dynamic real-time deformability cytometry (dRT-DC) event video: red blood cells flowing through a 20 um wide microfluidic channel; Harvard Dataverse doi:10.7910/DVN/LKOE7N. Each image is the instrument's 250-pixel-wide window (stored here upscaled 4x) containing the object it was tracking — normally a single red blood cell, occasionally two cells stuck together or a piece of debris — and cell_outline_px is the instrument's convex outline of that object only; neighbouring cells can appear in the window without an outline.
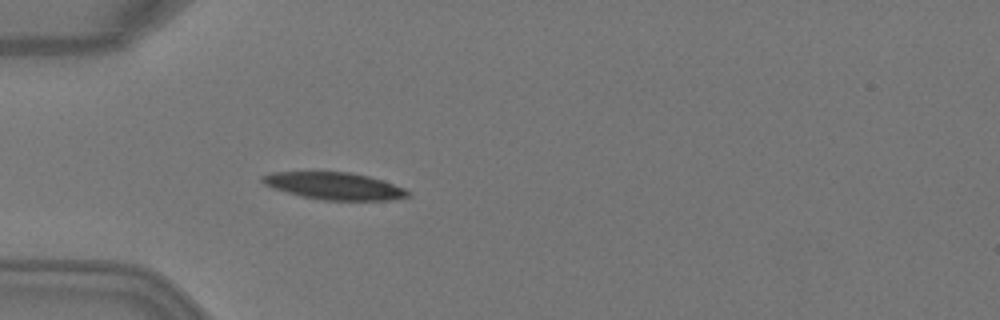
{"species": "Egyptian fruit bat (a non-hibernating species)", "species_latin": "Rousettus aegyptiacus", "temperature_condition": "warm", "stored_images_in_passage": 3, "camera_frame_rate_fps": 3000, "um_per_image_px": 0.085, "animal": {"sex": "female"}, "frame": {"image": 1, "passage_image": 3, "time_ms": 0.667, "image_size_px": [1000, 320], "cell_outline_px": [[412, 196], [392, 200], [324, 200], [300, 196], [264, 184], [260, 180], [260, 176], [272, 172], [352, 172], [368, 176], [404, 188], [412, 192]], "centroid_in_image_um": [28.45, 15.81], "position_along_channel_um": 56.6, "area_um2": 22.95}}